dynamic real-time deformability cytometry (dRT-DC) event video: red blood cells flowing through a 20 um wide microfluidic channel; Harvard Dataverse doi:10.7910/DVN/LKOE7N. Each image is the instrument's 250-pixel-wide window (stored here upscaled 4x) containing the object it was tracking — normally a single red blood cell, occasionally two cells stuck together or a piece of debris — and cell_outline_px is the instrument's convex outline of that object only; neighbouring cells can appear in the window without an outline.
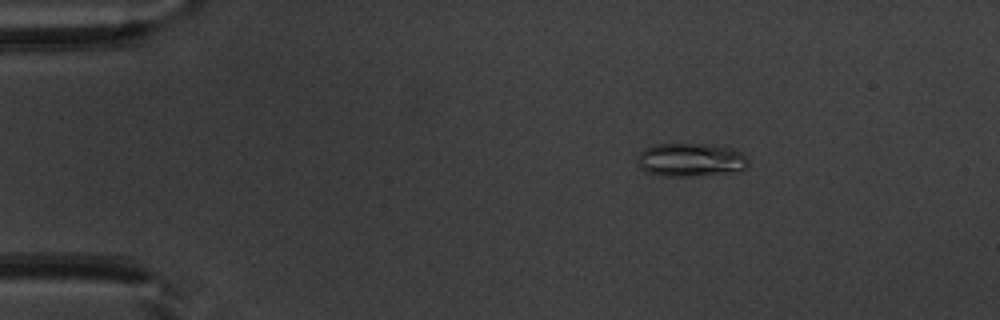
{"species": "common noctule bat (a hibernating species)", "species_latin": "Nyctalus noctula", "temperature_condition": "warm", "stored_images_in_passage": 47, "camera_frame_rate_fps": 3000, "um_per_image_px": 0.085, "animal": {"sex": "male", "body_mass_g": 20.1, "forearm_length_mm": 53.5}, "frame": {"image": 1, "passage_image": 4, "time_ms": 1.0, "image_size_px": [1000, 320], "cell_outline_px": [[748, 168], [740, 172], [696, 176], [664, 176], [644, 172], [636, 164], [636, 160], [640, 152], [644, 148], [652, 144], [712, 144], [732, 148], [748, 156]], "centroid_in_image_um": [58.72, 13.6], "position_along_channel_um": 26.3, "area_um2": 22.31}}
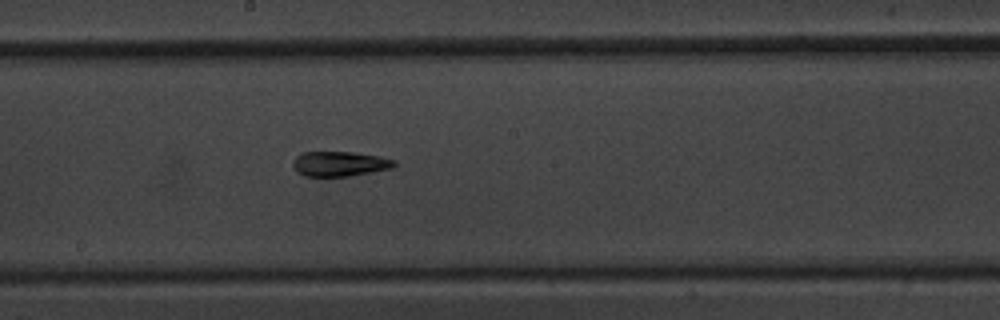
{"frame": {"image": 2, "passage_image": 24, "time_ms": 7.667, "image_size_px": [1000, 320], "cell_outline_px": [[396, 168], [348, 176], [304, 176], [296, 172], [292, 164], [292, 160], [296, 156], [304, 152], [352, 152], [380, 156], [396, 160]], "centroid_in_image_um": [28.89, 13.92], "position_along_channel_um": 219.3, "area_um2": 14.91}}
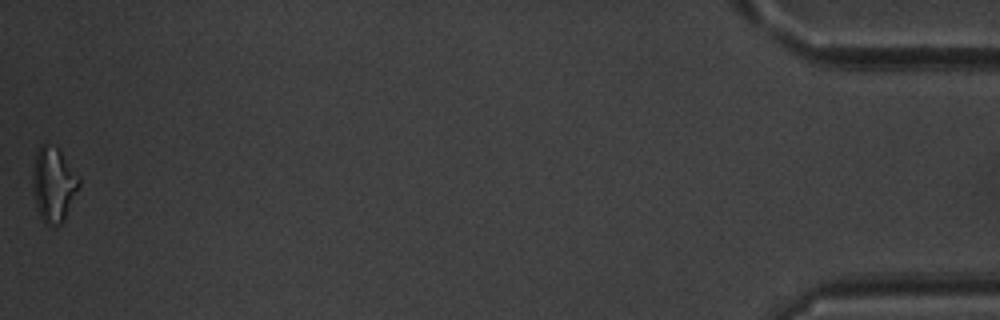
{"frame": {"image": 3, "passage_image": 47, "time_ms": 15.333, "image_size_px": [1000, 320], "cell_outline_px": [[80, 184], [64, 220], [60, 224], [44, 224], [36, 208], [32, 188], [32, 176], [36, 152], [44, 144], [56, 148], [60, 152], [80, 180]], "centroid_in_image_um": [4.52, 15.73], "position_along_channel_um": 430.7, "area_um2": 19.59}, "authors_computed_cell_mechanics": {"area_um2": 15.3748, "velocity_mm_per_s": 3.9527, "shape_relaxation_time_tau1_ms": null, "shape_relaxation_time_tau2_ms": 4.1773, "deformation_change_tau1": null, "deformation_change_tau2": 0.1522}}